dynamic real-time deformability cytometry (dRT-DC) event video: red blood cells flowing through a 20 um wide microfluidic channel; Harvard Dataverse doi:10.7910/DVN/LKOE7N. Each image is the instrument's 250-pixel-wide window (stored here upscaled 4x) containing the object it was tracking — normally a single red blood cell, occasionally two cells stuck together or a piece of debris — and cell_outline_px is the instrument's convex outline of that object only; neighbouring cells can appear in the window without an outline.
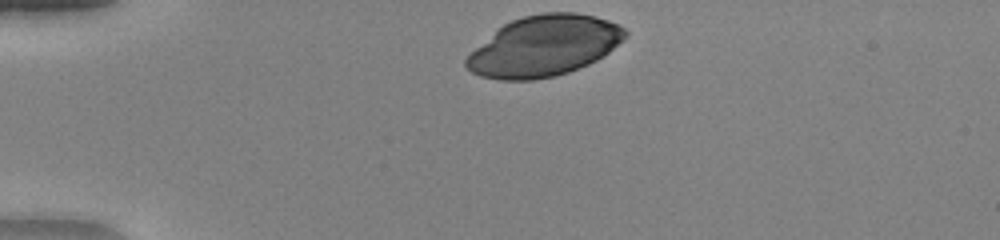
{"species": "human", "species_latin": "Homo sapiens", "temperature_condition": "warm", "stored_images_in_passage": 33, "camera_frame_rate_fps": 3000, "um_per_image_px": 0.085, "donor": {"sex": "female"}, "frame": {"image": 1, "passage_image": 1, "time_ms": 0.0, "image_size_px": [1000, 240], "cell_outline_px": [[628, 36], [624, 40], [604, 56], [588, 64], [568, 72], [556, 76], [532, 80], [500, 80], [480, 76], [472, 72], [464, 64], [464, 60], [476, 48], [504, 24], [512, 20], [524, 16], [540, 12], [576, 12], [596, 16], [620, 24], [628, 32]], "centroid_in_image_um": [46.3, 3.9], "position_along_channel_um": 38.7, "area_um2": 56.07}}